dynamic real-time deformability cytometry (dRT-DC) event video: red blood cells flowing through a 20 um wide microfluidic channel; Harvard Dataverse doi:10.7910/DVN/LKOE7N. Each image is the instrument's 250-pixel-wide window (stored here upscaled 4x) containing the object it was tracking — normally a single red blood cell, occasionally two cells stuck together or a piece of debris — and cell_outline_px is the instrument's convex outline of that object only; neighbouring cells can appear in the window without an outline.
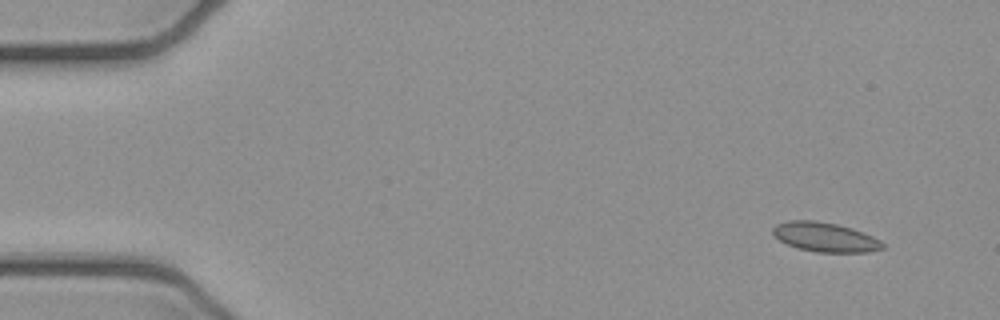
{"species": "common noctule bat (a hibernating species)", "species_latin": "Nyctalus noctula", "temperature_condition": "cold", "stored_images_in_passage": 3, "camera_frame_rate_fps": 3000, "um_per_image_px": 0.085, "animal": {"sex": "female", "body_mass_g": 21.9}, "frame": {"image": 1, "passage_image": 1, "time_ms": 0.0, "image_size_px": [1000, 320], "cell_outline_px": [[884, 248], [868, 252], [816, 252], [796, 248], [780, 240], [772, 232], [772, 228], [776, 224], [788, 220], [816, 220], [836, 224], [852, 228], [872, 236], [880, 240], [884, 244]], "centroid_in_image_um": [70.12, 20.15], "position_along_channel_um": 14.9, "area_um2": 18.79}}